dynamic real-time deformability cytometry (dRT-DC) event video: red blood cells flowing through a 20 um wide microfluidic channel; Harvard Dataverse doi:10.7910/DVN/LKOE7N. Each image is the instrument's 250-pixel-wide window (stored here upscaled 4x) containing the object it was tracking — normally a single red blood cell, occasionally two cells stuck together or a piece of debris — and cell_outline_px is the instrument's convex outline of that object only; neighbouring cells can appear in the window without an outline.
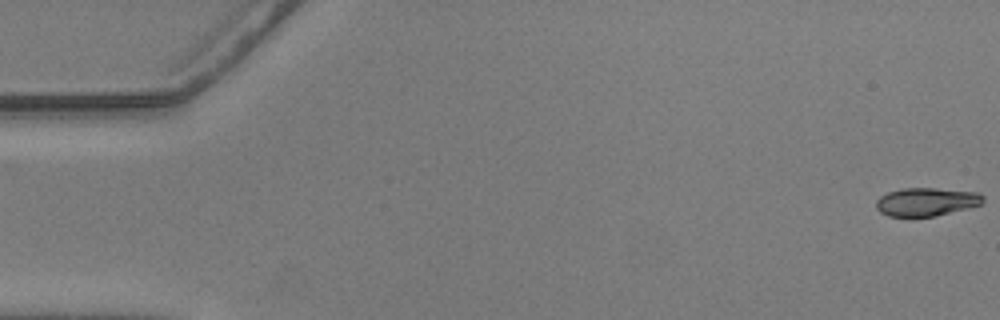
{"species": "common noctule bat (a hibernating species)", "species_latin": "Nyctalus noctula", "temperature_condition": "warm", "stored_images_in_passage": 57, "camera_frame_rate_fps": 3000, "um_per_image_px": 0.085, "animal": {"sex": "male", "body_mass_g": 20.5, "forearm_length_mm": 52.5}, "frame": {"image": 1, "passage_image": 1, "time_ms": 0.0, "image_size_px": [1000, 320], "cell_outline_px": [[984, 200], [980, 204], [968, 208], [936, 216], [888, 216], [880, 212], [876, 208], [876, 200], [880, 196], [888, 192], [904, 188], [936, 188], [980, 192], [984, 196]], "centroid_in_image_um": [78.75, 17.15], "position_along_channel_um": 6.2, "area_um2": 17.69}}
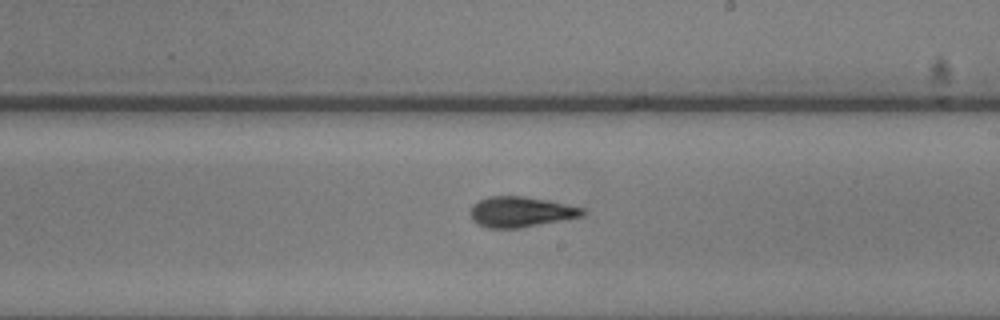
{"frame": {"image": 2, "passage_image": 33, "time_ms": 10.667, "image_size_px": [1000, 320], "cell_outline_px": [[584, 216], [520, 228], [488, 228], [472, 220], [468, 212], [472, 204], [488, 196], [524, 196], [584, 208]], "centroid_in_image_um": [44.21, 18.01], "position_along_channel_um": 244.8, "area_um2": 19.83}}
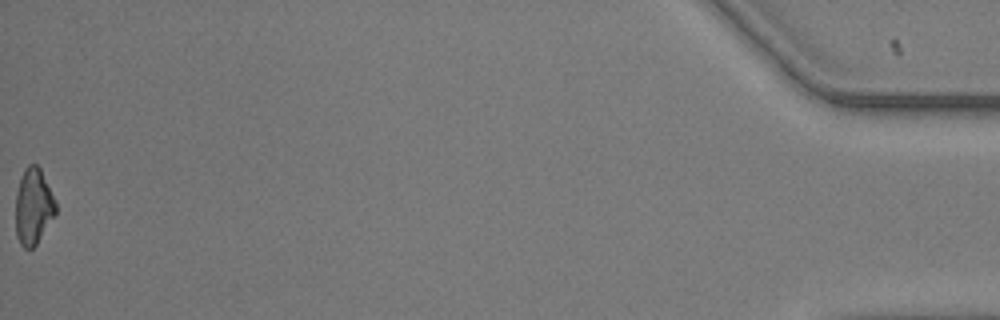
{"frame": {"image": 3, "passage_image": 57, "time_ms": 18.667, "image_size_px": [1000, 320], "cell_outline_px": [[56, 212], [36, 244], [32, 248], [24, 248], [20, 244], [16, 236], [16, 192], [24, 168], [28, 164], [36, 164], [40, 168], [56, 200]], "centroid_in_image_um": [2.83, 17.53], "position_along_channel_um": 432.4, "area_um2": 17.69}, "authors_computed_cell_mechanics": {"area_um2": 18.8428, "velocity_mm_per_s": 3.6166, "shape_relaxation_time_tau1_ms": 2.5172, "shape_relaxation_time_tau2_ms": 2.7467, "deformation_change_tau1": 0.1424, "deformation_change_tau2": 0.1062}}